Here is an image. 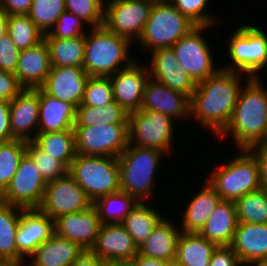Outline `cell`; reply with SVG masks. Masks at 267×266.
<instances>
[{
  "mask_svg": "<svg viewBox=\"0 0 267 266\" xmlns=\"http://www.w3.org/2000/svg\"><path fill=\"white\" fill-rule=\"evenodd\" d=\"M241 72L220 69L216 74L197 83L190 98V119L219 136L233 115L242 88Z\"/></svg>",
  "mask_w": 267,
  "mask_h": 266,
  "instance_id": "1",
  "label": "cell"
},
{
  "mask_svg": "<svg viewBox=\"0 0 267 266\" xmlns=\"http://www.w3.org/2000/svg\"><path fill=\"white\" fill-rule=\"evenodd\" d=\"M261 80L260 75L246 78L231 120L218 136L231 135L238 150L267 141V89Z\"/></svg>",
  "mask_w": 267,
  "mask_h": 266,
  "instance_id": "2",
  "label": "cell"
},
{
  "mask_svg": "<svg viewBox=\"0 0 267 266\" xmlns=\"http://www.w3.org/2000/svg\"><path fill=\"white\" fill-rule=\"evenodd\" d=\"M131 43L104 25L91 28V33L85 34L84 71L89 76L109 77L130 66L135 61L129 54Z\"/></svg>",
  "mask_w": 267,
  "mask_h": 266,
  "instance_id": "3",
  "label": "cell"
},
{
  "mask_svg": "<svg viewBox=\"0 0 267 266\" xmlns=\"http://www.w3.org/2000/svg\"><path fill=\"white\" fill-rule=\"evenodd\" d=\"M238 152L233 159L216 166L206 180L222 200L235 202L263 187L257 158L249 149H240Z\"/></svg>",
  "mask_w": 267,
  "mask_h": 266,
  "instance_id": "4",
  "label": "cell"
},
{
  "mask_svg": "<svg viewBox=\"0 0 267 266\" xmlns=\"http://www.w3.org/2000/svg\"><path fill=\"white\" fill-rule=\"evenodd\" d=\"M163 155L166 154L156 149L128 145L117 157L121 191L134 196L139 202L152 198L155 173L160 160L164 159Z\"/></svg>",
  "mask_w": 267,
  "mask_h": 266,
  "instance_id": "5",
  "label": "cell"
},
{
  "mask_svg": "<svg viewBox=\"0 0 267 266\" xmlns=\"http://www.w3.org/2000/svg\"><path fill=\"white\" fill-rule=\"evenodd\" d=\"M197 25L169 1H155L138 44L154 51L171 48Z\"/></svg>",
  "mask_w": 267,
  "mask_h": 266,
  "instance_id": "6",
  "label": "cell"
},
{
  "mask_svg": "<svg viewBox=\"0 0 267 266\" xmlns=\"http://www.w3.org/2000/svg\"><path fill=\"white\" fill-rule=\"evenodd\" d=\"M68 173L93 202L101 196L121 190L116 157L77 154L68 168Z\"/></svg>",
  "mask_w": 267,
  "mask_h": 266,
  "instance_id": "7",
  "label": "cell"
},
{
  "mask_svg": "<svg viewBox=\"0 0 267 266\" xmlns=\"http://www.w3.org/2000/svg\"><path fill=\"white\" fill-rule=\"evenodd\" d=\"M235 30L227 48L232 63L221 69L241 72L246 77H259V72L267 68V34L261 28L245 23Z\"/></svg>",
  "mask_w": 267,
  "mask_h": 266,
  "instance_id": "8",
  "label": "cell"
},
{
  "mask_svg": "<svg viewBox=\"0 0 267 266\" xmlns=\"http://www.w3.org/2000/svg\"><path fill=\"white\" fill-rule=\"evenodd\" d=\"M174 120L152 110L134 111L128 119V145L172 152ZM171 150V151H170Z\"/></svg>",
  "mask_w": 267,
  "mask_h": 266,
  "instance_id": "9",
  "label": "cell"
},
{
  "mask_svg": "<svg viewBox=\"0 0 267 266\" xmlns=\"http://www.w3.org/2000/svg\"><path fill=\"white\" fill-rule=\"evenodd\" d=\"M156 0H108L104 26L119 36L138 41Z\"/></svg>",
  "mask_w": 267,
  "mask_h": 266,
  "instance_id": "10",
  "label": "cell"
},
{
  "mask_svg": "<svg viewBox=\"0 0 267 266\" xmlns=\"http://www.w3.org/2000/svg\"><path fill=\"white\" fill-rule=\"evenodd\" d=\"M208 28L211 26H196L171 47L178 63L182 65L196 84L216 74L221 69L213 63L215 61L209 43L202 34Z\"/></svg>",
  "mask_w": 267,
  "mask_h": 266,
  "instance_id": "11",
  "label": "cell"
},
{
  "mask_svg": "<svg viewBox=\"0 0 267 266\" xmlns=\"http://www.w3.org/2000/svg\"><path fill=\"white\" fill-rule=\"evenodd\" d=\"M76 153L118 157L128 146V124L74 127Z\"/></svg>",
  "mask_w": 267,
  "mask_h": 266,
  "instance_id": "12",
  "label": "cell"
},
{
  "mask_svg": "<svg viewBox=\"0 0 267 266\" xmlns=\"http://www.w3.org/2000/svg\"><path fill=\"white\" fill-rule=\"evenodd\" d=\"M93 203L84 189L67 173L47 183L38 209L55 220L65 214L88 210Z\"/></svg>",
  "mask_w": 267,
  "mask_h": 266,
  "instance_id": "13",
  "label": "cell"
},
{
  "mask_svg": "<svg viewBox=\"0 0 267 266\" xmlns=\"http://www.w3.org/2000/svg\"><path fill=\"white\" fill-rule=\"evenodd\" d=\"M47 182L26 153L12 177L10 184L0 195V200L24 209L38 208L42 202Z\"/></svg>",
  "mask_w": 267,
  "mask_h": 266,
  "instance_id": "14",
  "label": "cell"
},
{
  "mask_svg": "<svg viewBox=\"0 0 267 266\" xmlns=\"http://www.w3.org/2000/svg\"><path fill=\"white\" fill-rule=\"evenodd\" d=\"M91 251L108 266H125L138 254V247L121 223L101 224Z\"/></svg>",
  "mask_w": 267,
  "mask_h": 266,
  "instance_id": "15",
  "label": "cell"
},
{
  "mask_svg": "<svg viewBox=\"0 0 267 266\" xmlns=\"http://www.w3.org/2000/svg\"><path fill=\"white\" fill-rule=\"evenodd\" d=\"M147 67L135 60L130 66L109 76L114 100L128 114L138 111L142 106L145 85L150 78Z\"/></svg>",
  "mask_w": 267,
  "mask_h": 266,
  "instance_id": "16",
  "label": "cell"
},
{
  "mask_svg": "<svg viewBox=\"0 0 267 266\" xmlns=\"http://www.w3.org/2000/svg\"><path fill=\"white\" fill-rule=\"evenodd\" d=\"M148 67L150 79L191 98L197 84L184 70L172 48L152 51Z\"/></svg>",
  "mask_w": 267,
  "mask_h": 266,
  "instance_id": "17",
  "label": "cell"
},
{
  "mask_svg": "<svg viewBox=\"0 0 267 266\" xmlns=\"http://www.w3.org/2000/svg\"><path fill=\"white\" fill-rule=\"evenodd\" d=\"M101 226L97 208L62 215L54 220L55 234L77 244L83 250H91Z\"/></svg>",
  "mask_w": 267,
  "mask_h": 266,
  "instance_id": "18",
  "label": "cell"
},
{
  "mask_svg": "<svg viewBox=\"0 0 267 266\" xmlns=\"http://www.w3.org/2000/svg\"><path fill=\"white\" fill-rule=\"evenodd\" d=\"M89 75L81 67H51L41 89L48 95L72 104L81 105Z\"/></svg>",
  "mask_w": 267,
  "mask_h": 266,
  "instance_id": "19",
  "label": "cell"
},
{
  "mask_svg": "<svg viewBox=\"0 0 267 266\" xmlns=\"http://www.w3.org/2000/svg\"><path fill=\"white\" fill-rule=\"evenodd\" d=\"M38 122L39 88L23 89L10 102L12 137L26 142L33 141L38 134Z\"/></svg>",
  "mask_w": 267,
  "mask_h": 266,
  "instance_id": "20",
  "label": "cell"
},
{
  "mask_svg": "<svg viewBox=\"0 0 267 266\" xmlns=\"http://www.w3.org/2000/svg\"><path fill=\"white\" fill-rule=\"evenodd\" d=\"M55 233L54 220L38 208L23 209L15 237L17 252L27 261Z\"/></svg>",
  "mask_w": 267,
  "mask_h": 266,
  "instance_id": "21",
  "label": "cell"
},
{
  "mask_svg": "<svg viewBox=\"0 0 267 266\" xmlns=\"http://www.w3.org/2000/svg\"><path fill=\"white\" fill-rule=\"evenodd\" d=\"M140 109L160 112L173 120L189 119L190 98L149 78Z\"/></svg>",
  "mask_w": 267,
  "mask_h": 266,
  "instance_id": "22",
  "label": "cell"
},
{
  "mask_svg": "<svg viewBox=\"0 0 267 266\" xmlns=\"http://www.w3.org/2000/svg\"><path fill=\"white\" fill-rule=\"evenodd\" d=\"M51 69L49 50L45 40L22 50L15 76L23 89L41 88Z\"/></svg>",
  "mask_w": 267,
  "mask_h": 266,
  "instance_id": "23",
  "label": "cell"
},
{
  "mask_svg": "<svg viewBox=\"0 0 267 266\" xmlns=\"http://www.w3.org/2000/svg\"><path fill=\"white\" fill-rule=\"evenodd\" d=\"M230 247L243 266L267 258V223H238Z\"/></svg>",
  "mask_w": 267,
  "mask_h": 266,
  "instance_id": "24",
  "label": "cell"
},
{
  "mask_svg": "<svg viewBox=\"0 0 267 266\" xmlns=\"http://www.w3.org/2000/svg\"><path fill=\"white\" fill-rule=\"evenodd\" d=\"M76 108L39 88L38 134L74 130Z\"/></svg>",
  "mask_w": 267,
  "mask_h": 266,
  "instance_id": "25",
  "label": "cell"
},
{
  "mask_svg": "<svg viewBox=\"0 0 267 266\" xmlns=\"http://www.w3.org/2000/svg\"><path fill=\"white\" fill-rule=\"evenodd\" d=\"M201 189L192 196L184 210L180 226L183 233H199L222 200L207 181Z\"/></svg>",
  "mask_w": 267,
  "mask_h": 266,
  "instance_id": "26",
  "label": "cell"
},
{
  "mask_svg": "<svg viewBox=\"0 0 267 266\" xmlns=\"http://www.w3.org/2000/svg\"><path fill=\"white\" fill-rule=\"evenodd\" d=\"M83 249L55 233L27 258L25 266H70ZM31 259V260H30Z\"/></svg>",
  "mask_w": 267,
  "mask_h": 266,
  "instance_id": "27",
  "label": "cell"
},
{
  "mask_svg": "<svg viewBox=\"0 0 267 266\" xmlns=\"http://www.w3.org/2000/svg\"><path fill=\"white\" fill-rule=\"evenodd\" d=\"M174 224L172 220L163 217L147 240L138 247V253L166 262L174 261L176 259L177 240L181 233L180 228Z\"/></svg>",
  "mask_w": 267,
  "mask_h": 266,
  "instance_id": "28",
  "label": "cell"
},
{
  "mask_svg": "<svg viewBox=\"0 0 267 266\" xmlns=\"http://www.w3.org/2000/svg\"><path fill=\"white\" fill-rule=\"evenodd\" d=\"M237 225L235 203L221 200L198 234L218 246H230Z\"/></svg>",
  "mask_w": 267,
  "mask_h": 266,
  "instance_id": "29",
  "label": "cell"
},
{
  "mask_svg": "<svg viewBox=\"0 0 267 266\" xmlns=\"http://www.w3.org/2000/svg\"><path fill=\"white\" fill-rule=\"evenodd\" d=\"M218 247L198 233L181 232L177 240L176 259L179 266H208Z\"/></svg>",
  "mask_w": 267,
  "mask_h": 266,
  "instance_id": "30",
  "label": "cell"
},
{
  "mask_svg": "<svg viewBox=\"0 0 267 266\" xmlns=\"http://www.w3.org/2000/svg\"><path fill=\"white\" fill-rule=\"evenodd\" d=\"M23 209L0 200V260L25 264L26 260L17 252L15 242Z\"/></svg>",
  "mask_w": 267,
  "mask_h": 266,
  "instance_id": "31",
  "label": "cell"
},
{
  "mask_svg": "<svg viewBox=\"0 0 267 266\" xmlns=\"http://www.w3.org/2000/svg\"><path fill=\"white\" fill-rule=\"evenodd\" d=\"M33 142L45 153L62 162L67 168L75 159V131L65 130L37 134Z\"/></svg>",
  "mask_w": 267,
  "mask_h": 266,
  "instance_id": "32",
  "label": "cell"
},
{
  "mask_svg": "<svg viewBox=\"0 0 267 266\" xmlns=\"http://www.w3.org/2000/svg\"><path fill=\"white\" fill-rule=\"evenodd\" d=\"M138 202L121 223L139 247L151 235L154 227L163 218L160 211L154 206Z\"/></svg>",
  "mask_w": 267,
  "mask_h": 266,
  "instance_id": "33",
  "label": "cell"
},
{
  "mask_svg": "<svg viewBox=\"0 0 267 266\" xmlns=\"http://www.w3.org/2000/svg\"><path fill=\"white\" fill-rule=\"evenodd\" d=\"M129 114L115 100L103 107L80 105L76 108L74 127L128 124Z\"/></svg>",
  "mask_w": 267,
  "mask_h": 266,
  "instance_id": "34",
  "label": "cell"
},
{
  "mask_svg": "<svg viewBox=\"0 0 267 266\" xmlns=\"http://www.w3.org/2000/svg\"><path fill=\"white\" fill-rule=\"evenodd\" d=\"M51 67L74 66L83 68L85 35L68 39H44Z\"/></svg>",
  "mask_w": 267,
  "mask_h": 266,
  "instance_id": "35",
  "label": "cell"
},
{
  "mask_svg": "<svg viewBox=\"0 0 267 266\" xmlns=\"http://www.w3.org/2000/svg\"><path fill=\"white\" fill-rule=\"evenodd\" d=\"M138 202L134 196L120 190L99 197L93 205L97 208L101 224H116L122 223Z\"/></svg>",
  "mask_w": 267,
  "mask_h": 266,
  "instance_id": "36",
  "label": "cell"
},
{
  "mask_svg": "<svg viewBox=\"0 0 267 266\" xmlns=\"http://www.w3.org/2000/svg\"><path fill=\"white\" fill-rule=\"evenodd\" d=\"M238 223H267V191L262 187L235 202Z\"/></svg>",
  "mask_w": 267,
  "mask_h": 266,
  "instance_id": "37",
  "label": "cell"
},
{
  "mask_svg": "<svg viewBox=\"0 0 267 266\" xmlns=\"http://www.w3.org/2000/svg\"><path fill=\"white\" fill-rule=\"evenodd\" d=\"M8 34L20 51L44 40V34L27 14L8 15Z\"/></svg>",
  "mask_w": 267,
  "mask_h": 266,
  "instance_id": "38",
  "label": "cell"
},
{
  "mask_svg": "<svg viewBox=\"0 0 267 266\" xmlns=\"http://www.w3.org/2000/svg\"><path fill=\"white\" fill-rule=\"evenodd\" d=\"M26 145V141L18 139L0 142V195L10 184L26 154Z\"/></svg>",
  "mask_w": 267,
  "mask_h": 266,
  "instance_id": "39",
  "label": "cell"
},
{
  "mask_svg": "<svg viewBox=\"0 0 267 266\" xmlns=\"http://www.w3.org/2000/svg\"><path fill=\"white\" fill-rule=\"evenodd\" d=\"M65 11V0H34L27 14L45 35L50 32Z\"/></svg>",
  "mask_w": 267,
  "mask_h": 266,
  "instance_id": "40",
  "label": "cell"
},
{
  "mask_svg": "<svg viewBox=\"0 0 267 266\" xmlns=\"http://www.w3.org/2000/svg\"><path fill=\"white\" fill-rule=\"evenodd\" d=\"M65 11L76 15L90 28L104 24L105 2L103 0H65Z\"/></svg>",
  "mask_w": 267,
  "mask_h": 266,
  "instance_id": "41",
  "label": "cell"
},
{
  "mask_svg": "<svg viewBox=\"0 0 267 266\" xmlns=\"http://www.w3.org/2000/svg\"><path fill=\"white\" fill-rule=\"evenodd\" d=\"M26 153L33 159L47 183L68 173V168L62 162L43 152L33 141L27 142Z\"/></svg>",
  "mask_w": 267,
  "mask_h": 266,
  "instance_id": "42",
  "label": "cell"
},
{
  "mask_svg": "<svg viewBox=\"0 0 267 266\" xmlns=\"http://www.w3.org/2000/svg\"><path fill=\"white\" fill-rule=\"evenodd\" d=\"M114 101L109 77L89 76L81 105L103 107Z\"/></svg>",
  "mask_w": 267,
  "mask_h": 266,
  "instance_id": "43",
  "label": "cell"
},
{
  "mask_svg": "<svg viewBox=\"0 0 267 266\" xmlns=\"http://www.w3.org/2000/svg\"><path fill=\"white\" fill-rule=\"evenodd\" d=\"M175 8L186 15L197 26H213L216 18L212 14H207L205 8L208 7L209 0H169ZM205 11V12H204Z\"/></svg>",
  "mask_w": 267,
  "mask_h": 266,
  "instance_id": "44",
  "label": "cell"
},
{
  "mask_svg": "<svg viewBox=\"0 0 267 266\" xmlns=\"http://www.w3.org/2000/svg\"><path fill=\"white\" fill-rule=\"evenodd\" d=\"M82 23L76 15L64 11L50 32L44 35V39H68L85 35Z\"/></svg>",
  "mask_w": 267,
  "mask_h": 266,
  "instance_id": "45",
  "label": "cell"
},
{
  "mask_svg": "<svg viewBox=\"0 0 267 266\" xmlns=\"http://www.w3.org/2000/svg\"><path fill=\"white\" fill-rule=\"evenodd\" d=\"M20 52L8 33L2 36L0 38V69L15 74Z\"/></svg>",
  "mask_w": 267,
  "mask_h": 266,
  "instance_id": "46",
  "label": "cell"
},
{
  "mask_svg": "<svg viewBox=\"0 0 267 266\" xmlns=\"http://www.w3.org/2000/svg\"><path fill=\"white\" fill-rule=\"evenodd\" d=\"M22 90L14 73L0 69V100L11 102Z\"/></svg>",
  "mask_w": 267,
  "mask_h": 266,
  "instance_id": "47",
  "label": "cell"
},
{
  "mask_svg": "<svg viewBox=\"0 0 267 266\" xmlns=\"http://www.w3.org/2000/svg\"><path fill=\"white\" fill-rule=\"evenodd\" d=\"M208 266H243L238 255L230 246H218Z\"/></svg>",
  "mask_w": 267,
  "mask_h": 266,
  "instance_id": "48",
  "label": "cell"
},
{
  "mask_svg": "<svg viewBox=\"0 0 267 266\" xmlns=\"http://www.w3.org/2000/svg\"><path fill=\"white\" fill-rule=\"evenodd\" d=\"M13 139L10 129V102L0 100V142Z\"/></svg>",
  "mask_w": 267,
  "mask_h": 266,
  "instance_id": "49",
  "label": "cell"
},
{
  "mask_svg": "<svg viewBox=\"0 0 267 266\" xmlns=\"http://www.w3.org/2000/svg\"><path fill=\"white\" fill-rule=\"evenodd\" d=\"M34 0H0V10L7 15L28 14Z\"/></svg>",
  "mask_w": 267,
  "mask_h": 266,
  "instance_id": "50",
  "label": "cell"
},
{
  "mask_svg": "<svg viewBox=\"0 0 267 266\" xmlns=\"http://www.w3.org/2000/svg\"><path fill=\"white\" fill-rule=\"evenodd\" d=\"M257 158L260 166L262 185L267 184V141L254 145L249 149Z\"/></svg>",
  "mask_w": 267,
  "mask_h": 266,
  "instance_id": "51",
  "label": "cell"
},
{
  "mask_svg": "<svg viewBox=\"0 0 267 266\" xmlns=\"http://www.w3.org/2000/svg\"><path fill=\"white\" fill-rule=\"evenodd\" d=\"M70 266H108L91 250H83Z\"/></svg>",
  "mask_w": 267,
  "mask_h": 266,
  "instance_id": "52",
  "label": "cell"
},
{
  "mask_svg": "<svg viewBox=\"0 0 267 266\" xmlns=\"http://www.w3.org/2000/svg\"><path fill=\"white\" fill-rule=\"evenodd\" d=\"M128 266H179V264L174 260L166 262L163 260L145 257L139 253L131 260Z\"/></svg>",
  "mask_w": 267,
  "mask_h": 266,
  "instance_id": "53",
  "label": "cell"
},
{
  "mask_svg": "<svg viewBox=\"0 0 267 266\" xmlns=\"http://www.w3.org/2000/svg\"><path fill=\"white\" fill-rule=\"evenodd\" d=\"M8 33V15L0 10V38Z\"/></svg>",
  "mask_w": 267,
  "mask_h": 266,
  "instance_id": "54",
  "label": "cell"
},
{
  "mask_svg": "<svg viewBox=\"0 0 267 266\" xmlns=\"http://www.w3.org/2000/svg\"><path fill=\"white\" fill-rule=\"evenodd\" d=\"M0 266H25V264L15 261L0 260Z\"/></svg>",
  "mask_w": 267,
  "mask_h": 266,
  "instance_id": "55",
  "label": "cell"
},
{
  "mask_svg": "<svg viewBox=\"0 0 267 266\" xmlns=\"http://www.w3.org/2000/svg\"><path fill=\"white\" fill-rule=\"evenodd\" d=\"M247 266H267V258L252 261Z\"/></svg>",
  "mask_w": 267,
  "mask_h": 266,
  "instance_id": "56",
  "label": "cell"
},
{
  "mask_svg": "<svg viewBox=\"0 0 267 266\" xmlns=\"http://www.w3.org/2000/svg\"><path fill=\"white\" fill-rule=\"evenodd\" d=\"M263 187H264V189L267 191V184H265Z\"/></svg>",
  "mask_w": 267,
  "mask_h": 266,
  "instance_id": "57",
  "label": "cell"
}]
</instances>
